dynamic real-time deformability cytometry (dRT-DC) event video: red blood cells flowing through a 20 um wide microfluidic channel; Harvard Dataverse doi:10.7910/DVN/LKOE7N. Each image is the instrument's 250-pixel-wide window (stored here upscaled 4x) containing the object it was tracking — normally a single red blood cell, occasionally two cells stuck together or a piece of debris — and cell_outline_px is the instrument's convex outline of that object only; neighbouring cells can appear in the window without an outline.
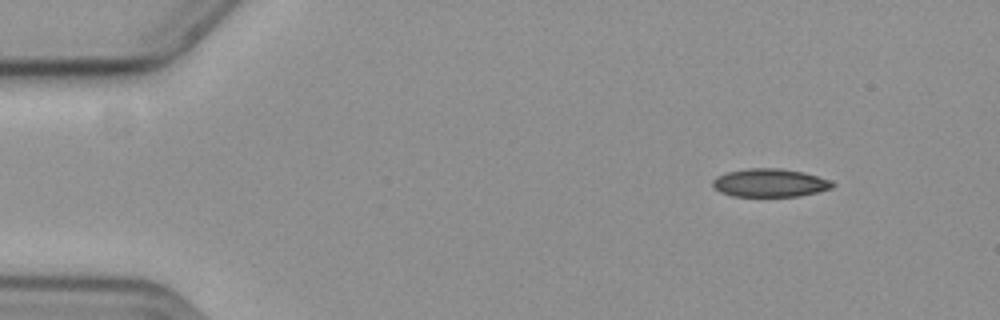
{"species": "common noctule bat (a hibernating species)", "species_latin": "Nyctalus noctula", "temperature_condition": "cold", "stored_images_in_passage": 54, "camera_frame_rate_fps": 3000, "um_per_image_px": 0.085, "animal": {"sex": "female", "body_mass_g": 19.3, "forearm_length_mm": 54.1}, "frame": {"image": 1, "passage_image": 3, "time_ms": 0.667, "image_size_px": [1000, 320], "cell_outline_px": [[836, 184], [832, 188], [816, 192], [796, 196], [732, 196], [720, 192], [712, 184], [712, 180], [716, 176], [728, 172], [748, 168], [780, 168], [804, 172], [832, 180]], "centroid_in_image_um": [65.45, 15.53], "position_along_channel_um": 19.5, "area_um2": 19.71}}
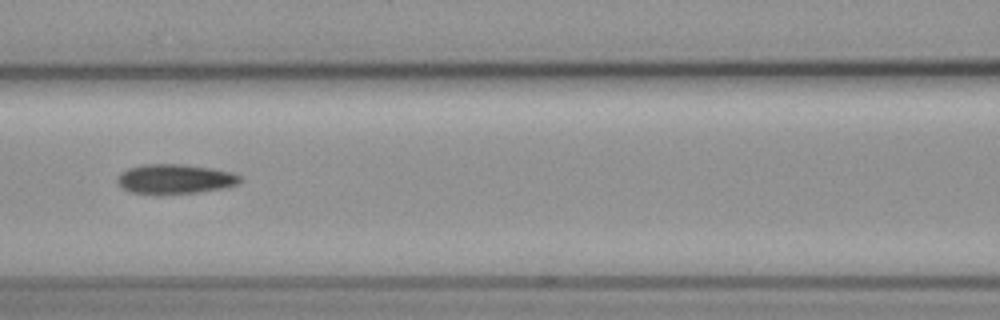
{"frame": {"image": 2, "passage_image": 22, "time_ms": 7.0, "image_size_px": [1000, 320], "cell_outline_px": [[240, 184], [224, 188], [200, 192], [160, 196], [156, 196], [128, 192], [116, 180], [128, 168], [144, 164], [180, 164], [212, 168], [232, 172], [240, 176]], "centroid_in_image_um": [14.88, 15.25], "position_along_channel_um": 151.7, "area_um2": 21.62}}
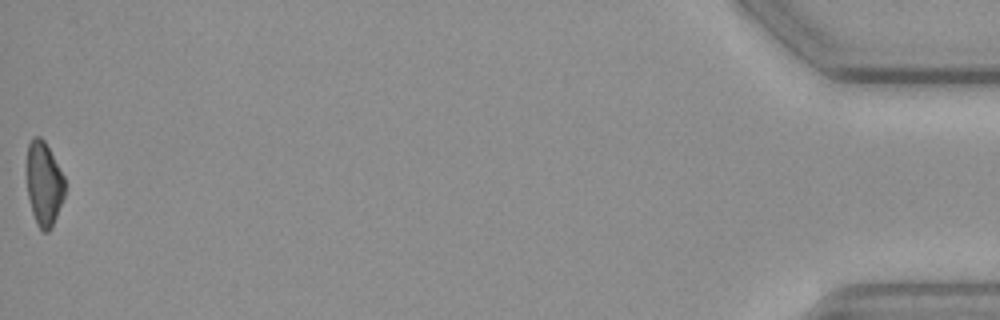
{"frame": {"image": 3, "passage_image": 54, "time_ms": 17.667, "image_size_px": [1000, 320], "cell_outline_px": [[64, 196], [52, 228], [48, 232], [44, 232], [36, 224], [32, 212], [28, 196], [28, 144], [32, 136], [40, 136], [44, 140], [64, 176]], "centroid_in_image_um": [3.74, 15.63], "position_along_channel_um": 431.5, "area_um2": 18.38}, "authors_computed_cell_mechanics": {"area_um2": 20.4034, "velocity_mm_per_s": 3.6172, "shape_relaxation_time_tau1_ms": 5.8199, "shape_relaxation_time_tau2_ms": null, "deformation_change_tau1": 0.1034, "deformation_change_tau2": null}}